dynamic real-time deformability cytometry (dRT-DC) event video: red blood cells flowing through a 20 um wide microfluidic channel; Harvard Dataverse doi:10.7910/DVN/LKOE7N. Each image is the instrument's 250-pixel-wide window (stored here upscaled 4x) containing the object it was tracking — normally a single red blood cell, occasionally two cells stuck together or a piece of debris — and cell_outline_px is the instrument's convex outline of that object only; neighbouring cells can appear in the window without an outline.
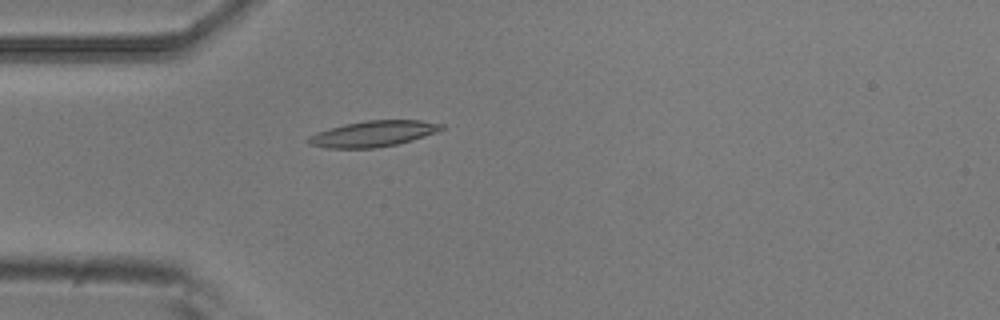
{"species": "common noctule bat (a hibernating species)", "species_latin": "Nyctalus noctula", "temperature_condition": "room temperature", "stored_images_in_passage": 4, "camera_frame_rate_fps": 3000, "um_per_image_px": 0.085, "animal": {"sex": "male", "body_mass_g": 20.5, "forearm_length_mm": 52.5}, "frame": {"image": 1, "passage_image": 4, "time_ms": 1.0, "image_size_px": [1000, 320], "cell_outline_px": [[444, 128], [436, 132], [412, 140], [396, 144], [376, 148], [324, 148], [308, 144], [304, 140], [308, 136], [316, 132], [344, 124], [364, 120], [420, 120], [444, 124]], "centroid_in_image_um": [31.67, 11.37], "position_along_channel_um": 53.3, "area_um2": 20.23}}